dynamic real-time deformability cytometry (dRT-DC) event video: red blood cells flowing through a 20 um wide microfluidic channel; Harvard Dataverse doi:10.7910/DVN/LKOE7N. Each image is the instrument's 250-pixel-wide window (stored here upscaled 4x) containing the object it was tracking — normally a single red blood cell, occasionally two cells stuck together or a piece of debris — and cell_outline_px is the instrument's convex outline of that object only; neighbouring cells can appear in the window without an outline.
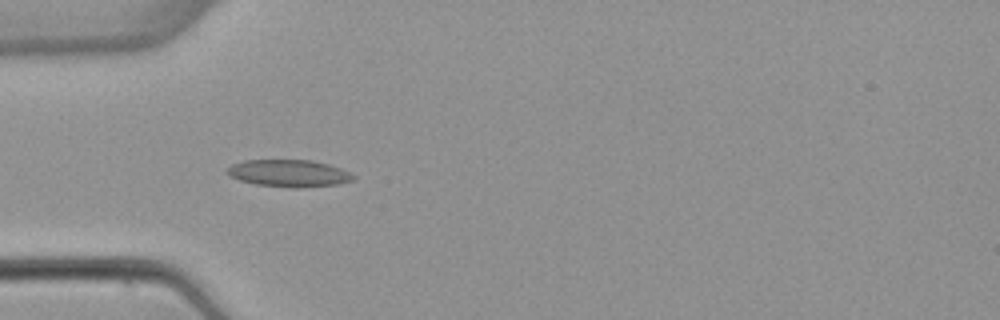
{"species": "common noctule bat (a hibernating species)", "species_latin": "Nyctalus noctula", "temperature_condition": "warm", "stored_images_in_passage": 6, "camera_frame_rate_fps": 3000, "um_per_image_px": 0.085, "animal": {"sex": "female", "body_mass_g": 22.7, "forearm_length_mm": 54.2}, "frame": {"image": 1, "passage_image": 5, "time_ms": 5.0, "image_size_px": [1000, 320], "cell_outline_px": [[356, 180], [340, 184], [300, 188], [296, 188], [256, 184], [240, 180], [224, 172], [232, 164], [244, 160], [312, 160], [328, 164], [340, 168], [356, 176]], "centroid_in_image_um": [24.6, 14.73], "position_along_channel_um": 60.4, "area_um2": 20.0}}
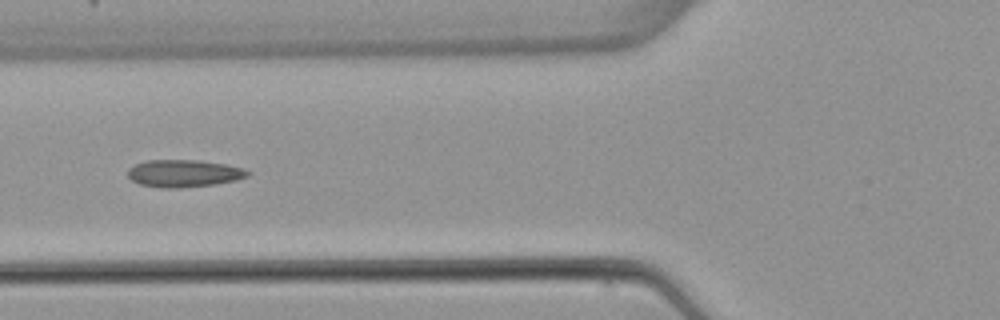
{"frame": {"image": 2, "passage_image": 6, "time_ms": 6.333, "image_size_px": [1000, 320], "cell_outline_px": [[252, 172], [248, 176], [236, 180], [216, 184], [180, 188], [160, 188], [140, 184], [132, 180], [128, 176], [128, 168], [136, 164], [148, 160], [200, 160], [228, 164], [244, 168]], "centroid_in_image_um": [15.67, 14.73], "position_along_channel_um": 110.1, "area_um2": 19.31}}